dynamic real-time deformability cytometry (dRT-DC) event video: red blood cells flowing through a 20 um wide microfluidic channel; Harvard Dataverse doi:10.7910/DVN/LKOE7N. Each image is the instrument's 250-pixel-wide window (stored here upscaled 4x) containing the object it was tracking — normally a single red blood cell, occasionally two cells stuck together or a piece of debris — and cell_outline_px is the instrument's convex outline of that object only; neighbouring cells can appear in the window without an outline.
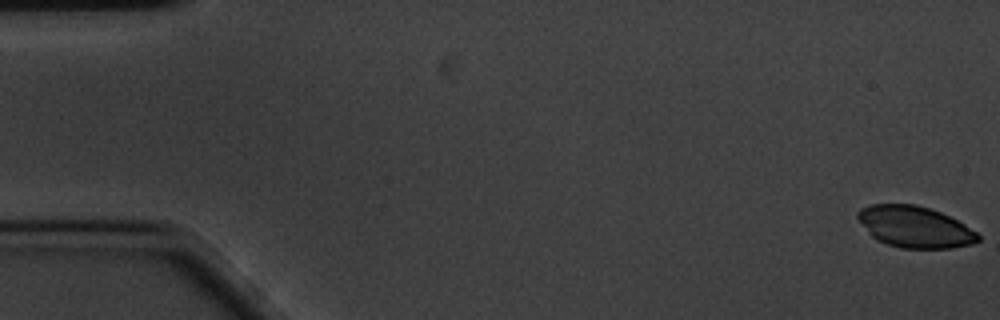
{"species": "common noctule bat (a hibernating species)", "species_latin": "Nyctalus noctula", "temperature_condition": "cold", "stored_images_in_passage": 14, "camera_frame_rate_fps": 3000, "um_per_image_px": 0.085, "animal": {"sex": "male", "body_mass_g": 20.1, "forearm_length_mm": 53.5}, "frame": {"image": 1, "passage_image": 1, "time_ms": 0.0, "image_size_px": [1000, 320], "cell_outline_px": [[980, 240], [972, 244], [952, 248], [900, 248], [876, 240], [868, 232], [856, 216], [856, 212], [860, 208], [868, 204], [916, 204], [940, 212], [964, 224], [976, 232], [980, 236]], "centroid_in_image_um": [77.73, 19.28], "position_along_channel_um": 7.3, "area_um2": 28.96}}